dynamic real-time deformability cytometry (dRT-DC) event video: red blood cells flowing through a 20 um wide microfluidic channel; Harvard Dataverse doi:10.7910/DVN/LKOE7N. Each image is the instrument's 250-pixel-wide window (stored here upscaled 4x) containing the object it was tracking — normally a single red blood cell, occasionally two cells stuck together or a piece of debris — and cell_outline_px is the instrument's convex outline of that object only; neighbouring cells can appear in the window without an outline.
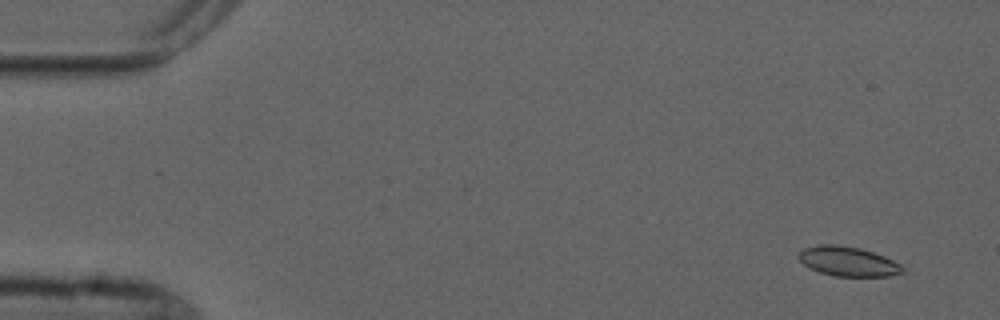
{"species": "common noctule bat (a hibernating species)", "species_latin": "Nyctalus noctula", "temperature_condition": "cold", "stored_images_in_passage": 7, "camera_frame_rate_fps": 3000, "um_per_image_px": 0.085, "animal": {"sex": "male", "forearm_length_mm": 52.5}, "frame": {"image": 1, "passage_image": 1, "time_ms": 0.0, "image_size_px": [1000, 320], "cell_outline_px": [[904, 272], [888, 276], [836, 276], [820, 272], [804, 264], [796, 256], [804, 248], [816, 244], [836, 244], [860, 248], [884, 256], [900, 264], [904, 268]], "centroid_in_image_um": [72.07, 22.21], "position_along_channel_um": 12.9, "area_um2": 17.8}}
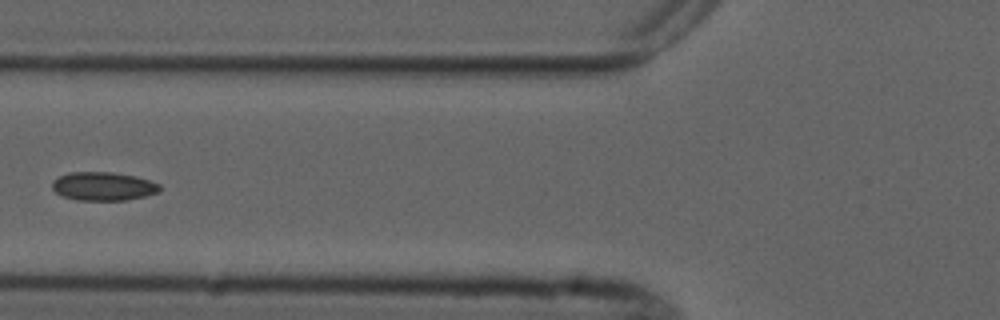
{"frame": {"image": 2, "passage_image": 6, "time_ms": 6.0, "image_size_px": [1000, 320], "cell_outline_px": [[160, 188], [156, 192], [144, 196], [124, 200], [76, 200], [64, 196], [56, 192], [52, 188], [52, 180], [68, 172], [112, 172], [136, 176], [160, 184]], "centroid_in_image_um": [8.74, 15.82], "position_along_channel_um": 117.1, "area_um2": 17.74}}
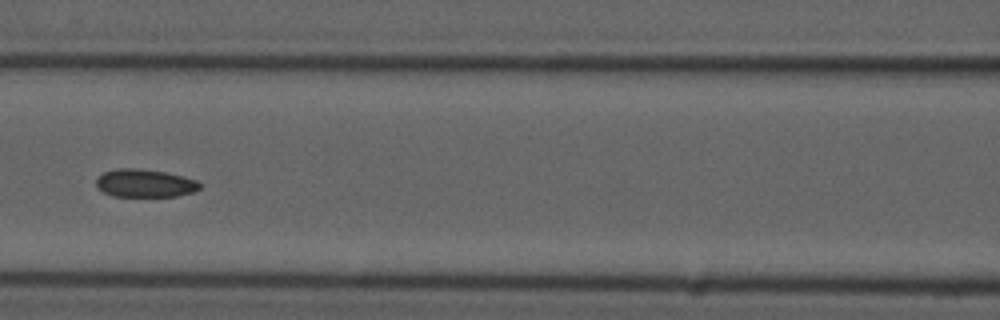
{"frame": {"image": 3, "passage_image": 7, "time_ms": 7.0, "image_size_px": [1000, 320], "cell_outline_px": [[204, 184], [200, 188], [192, 192], [176, 196], [112, 196], [104, 192], [96, 184], [96, 180], [104, 172], [116, 168], [140, 168], [164, 172], [184, 176], [196, 180]], "centroid_in_image_um": [12.35, 15.56], "position_along_channel_um": 154.3, "area_um2": 16.88}}